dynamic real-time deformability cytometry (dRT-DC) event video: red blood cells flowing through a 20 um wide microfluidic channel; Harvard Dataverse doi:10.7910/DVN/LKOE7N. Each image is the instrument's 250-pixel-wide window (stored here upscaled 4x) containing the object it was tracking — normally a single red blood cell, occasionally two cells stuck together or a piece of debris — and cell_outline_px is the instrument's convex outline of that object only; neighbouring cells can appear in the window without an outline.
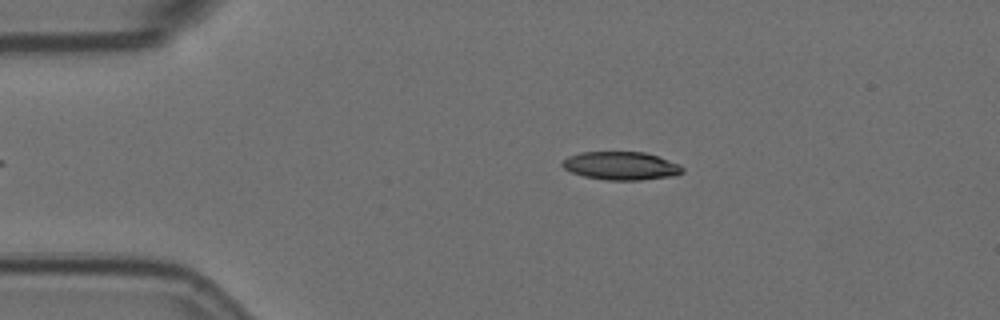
{"species": "Egyptian fruit bat (a non-hibernating species)", "species_latin": "Rousettus aegyptiacus", "temperature_condition": "room temperature", "stored_images_in_passage": 5, "camera_frame_rate_fps": 3000, "um_per_image_px": 0.085, "animal": {"sex": "female"}, "frame": {"image": 1, "passage_image": 2, "time_ms": 0.333, "image_size_px": [1000, 320], "cell_outline_px": [[684, 172], [676, 176], [640, 180], [608, 180], [584, 176], [572, 172], [564, 168], [560, 164], [568, 156], [580, 152], [644, 152], [680, 164], [684, 168]], "centroid_in_image_um": [52.81, 14.1], "position_along_channel_um": 32.2, "area_um2": 19.77}}
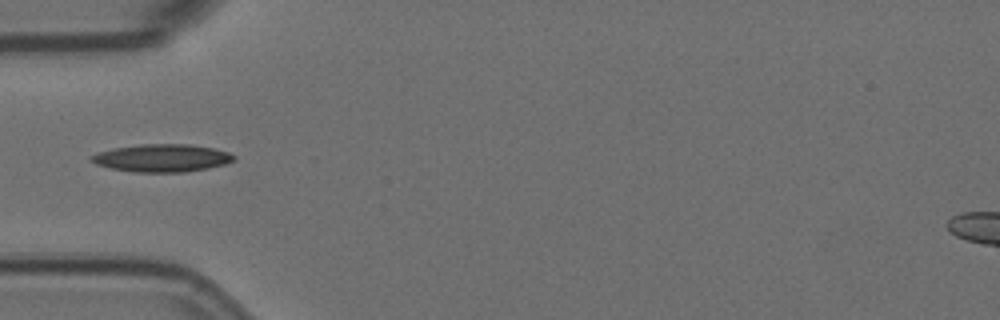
{"frame": {"image": 2, "passage_image": 4, "time_ms": 1.0, "image_size_px": [1000, 320], "cell_outline_px": [[236, 160], [224, 164], [208, 168], [184, 172], [132, 172], [112, 168], [96, 164], [88, 160], [88, 156], [100, 152], [116, 148], [140, 144], [188, 144], [212, 148], [228, 152], [236, 156]], "centroid_in_image_um": [13.76, 13.43], "position_along_channel_um": 71.2, "area_um2": 22.95}}
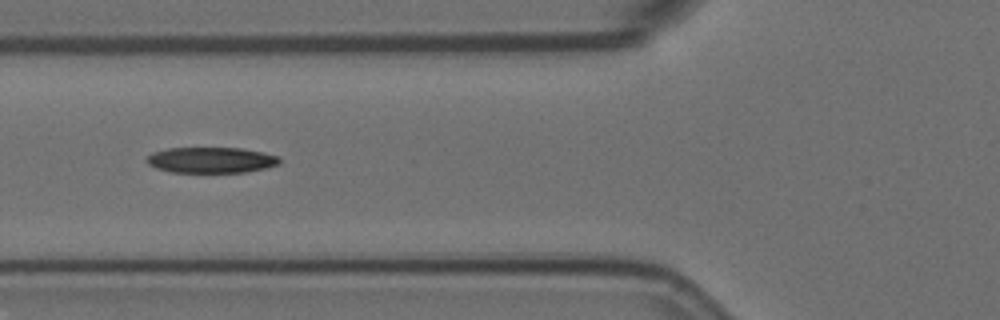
{"frame": {"image": 3, "passage_image": 5, "time_ms": 1.333, "image_size_px": [1000, 320], "cell_outline_px": [[280, 164], [264, 168], [244, 172], [172, 172], [156, 168], [148, 164], [144, 160], [152, 152], [168, 148], [240, 148], [280, 156]], "centroid_in_image_um": [17.92, 13.6], "position_along_channel_um": 107.9, "area_um2": 19.88}}